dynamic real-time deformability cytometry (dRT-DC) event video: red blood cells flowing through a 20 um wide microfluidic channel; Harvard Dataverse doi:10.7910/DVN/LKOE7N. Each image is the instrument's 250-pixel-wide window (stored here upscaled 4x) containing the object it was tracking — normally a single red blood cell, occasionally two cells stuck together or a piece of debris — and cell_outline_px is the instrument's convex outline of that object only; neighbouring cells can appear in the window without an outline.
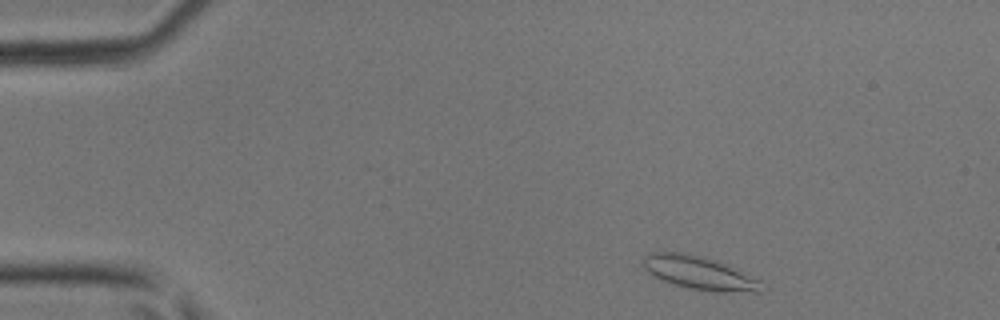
{"species": "common noctule bat (a hibernating species)", "species_latin": "Nyctalus noctula", "temperature_condition": "room temperature", "stored_images_in_passage": 40, "camera_frame_rate_fps": 3000, "um_per_image_px": 0.085, "animal": {"sex": "male", "body_mass_g": 17.9, "forearm_length_mm": 54.2}, "frame": {"image": 1, "passage_image": 2, "time_ms": 0.333, "image_size_px": [1000, 320], "cell_outline_px": [[760, 292], [716, 292], [688, 288], [664, 280], [648, 272], [644, 268], [644, 256], [652, 252], [684, 252], [700, 256], [728, 264], [760, 280]], "centroid_in_image_um": [59.46, 23.19], "position_along_channel_um": 25.5, "area_um2": 22.66}}
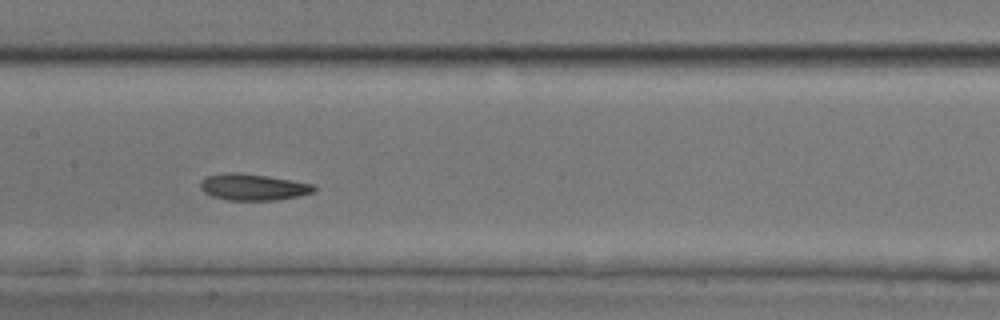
{"frame": {"image": 2, "passage_image": 18, "time_ms": 5.667, "image_size_px": [1000, 320], "cell_outline_px": [[316, 192], [300, 196], [276, 200], [224, 200], [212, 196], [204, 192], [200, 188], [200, 180], [208, 176], [224, 172], [268, 176], [292, 180], [312, 184], [316, 188]], "centroid_in_image_um": [21.52, 15.91], "position_along_channel_um": 185.9, "area_um2": 17.51}}
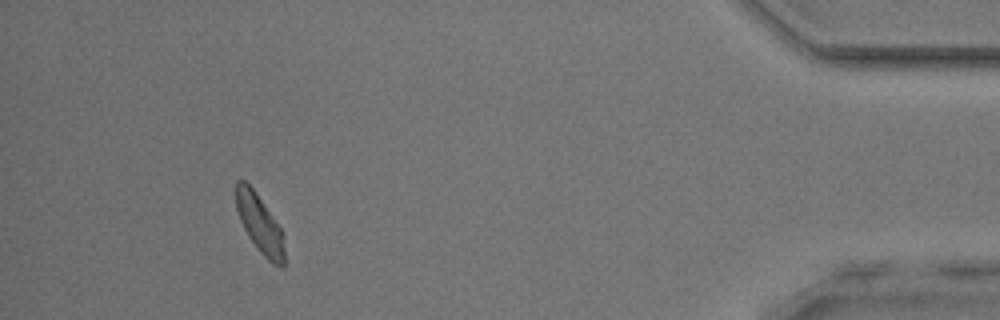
{"frame": {"image": 3, "passage_image": 37, "time_ms": 12.0, "image_size_px": [1000, 320], "cell_outline_px": [[284, 264], [280, 268], [272, 264], [260, 252], [248, 236], [240, 220], [236, 208], [236, 180], [244, 180], [256, 192], [284, 232]], "centroid_in_image_um": [22.1, 19.05], "position_along_channel_um": 413.1, "area_um2": 16.53}}